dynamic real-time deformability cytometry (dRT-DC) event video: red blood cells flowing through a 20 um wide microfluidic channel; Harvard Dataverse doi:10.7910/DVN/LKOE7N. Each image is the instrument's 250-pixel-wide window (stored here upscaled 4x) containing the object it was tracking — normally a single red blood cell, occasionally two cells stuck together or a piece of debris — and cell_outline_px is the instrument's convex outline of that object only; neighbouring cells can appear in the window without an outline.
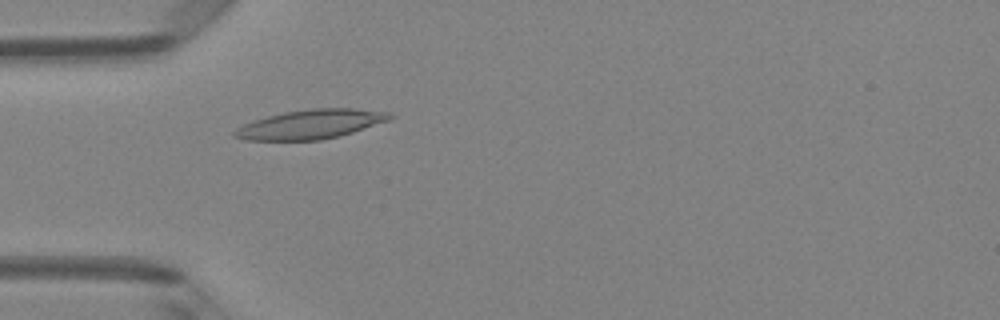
{"species": "Egyptian fruit bat (a non-hibernating species)", "species_latin": "Rousettus aegyptiacus", "temperature_condition": "room temperature", "stored_images_in_passage": 5, "camera_frame_rate_fps": 3000, "um_per_image_px": 0.085, "animal": {"sex": "female"}, "frame": {"image": 1, "passage_image": 5, "time_ms": 1.333, "image_size_px": [1000, 320], "cell_outline_px": [[396, 116], [392, 120], [340, 136], [320, 140], [244, 140], [232, 136], [232, 132], [236, 128], [252, 120], [284, 112], [312, 108], [352, 108], [388, 112]], "centroid_in_image_um": [26.43, 10.56], "position_along_channel_um": 58.6, "area_um2": 26.7}}